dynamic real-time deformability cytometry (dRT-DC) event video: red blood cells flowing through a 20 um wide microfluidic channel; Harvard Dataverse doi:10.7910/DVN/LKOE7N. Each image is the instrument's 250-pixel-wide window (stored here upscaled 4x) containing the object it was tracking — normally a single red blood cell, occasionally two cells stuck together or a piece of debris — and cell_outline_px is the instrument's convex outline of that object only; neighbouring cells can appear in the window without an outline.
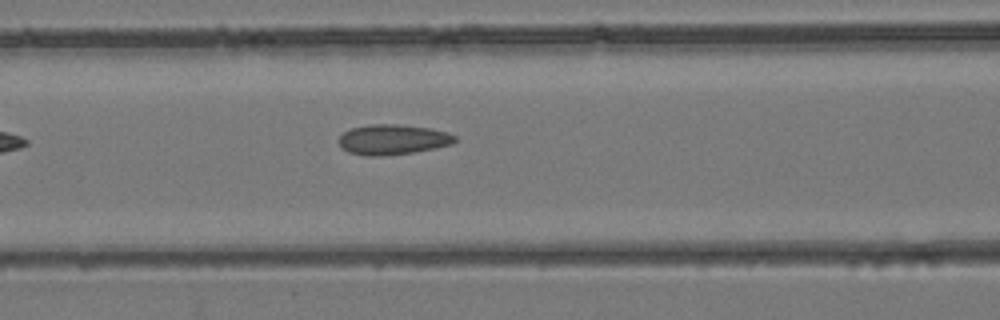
{"species": "common noctule bat (a hibernating species)", "species_latin": "Nyctalus noctula", "temperature_condition": "room temperature", "stored_images_in_passage": 6, "camera_frame_rate_fps": 3000, "um_per_image_px": 0.085, "animal": {"sex": "female", "body_mass_g": 24.6, "forearm_length_mm": 56.2}, "frame": {"image": 1, "passage_image": 6, "time_ms": 1.667, "image_size_px": [1000, 320], "cell_outline_px": [[456, 140], [452, 144], [436, 148], [412, 152], [380, 156], [364, 156], [348, 152], [340, 144], [340, 136], [344, 132], [352, 128], [372, 124], [396, 124], [428, 128], [448, 132], [456, 136]], "centroid_in_image_um": [33.4, 11.86], "position_along_channel_um": 133.2, "area_um2": 20.23}}